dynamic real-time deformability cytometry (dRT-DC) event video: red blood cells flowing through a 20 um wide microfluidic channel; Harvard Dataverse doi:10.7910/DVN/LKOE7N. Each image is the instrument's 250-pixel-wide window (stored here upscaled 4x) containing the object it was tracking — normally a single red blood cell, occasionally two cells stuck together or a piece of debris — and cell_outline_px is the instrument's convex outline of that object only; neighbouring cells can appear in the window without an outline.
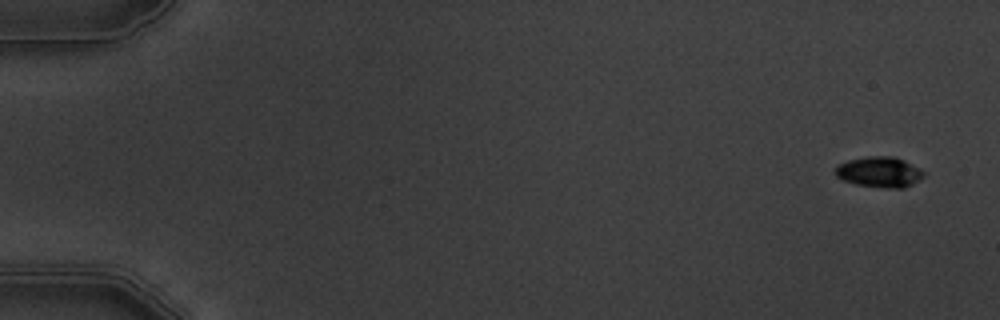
{"species": "common noctule bat (a hibernating species)", "species_latin": "Nyctalus noctula", "temperature_condition": "warm", "stored_images_in_passage": 10, "camera_frame_rate_fps": 3000, "um_per_image_px": 0.085, "animal": {"sex": "male", "body_mass_g": 19.5, "forearm_length_mm": 54.6}, "frame": {"image": 1, "passage_image": 1, "time_ms": 0.0, "image_size_px": [1000, 320], "cell_outline_px": [[924, 176], [912, 184], [904, 188], [888, 188], [856, 184], [844, 180], [836, 176], [836, 164], [848, 160], [868, 156], [892, 156], [904, 160], [924, 172]], "centroid_in_image_um": [74.73, 14.61], "position_along_channel_um": 10.3, "area_um2": 15.55}}
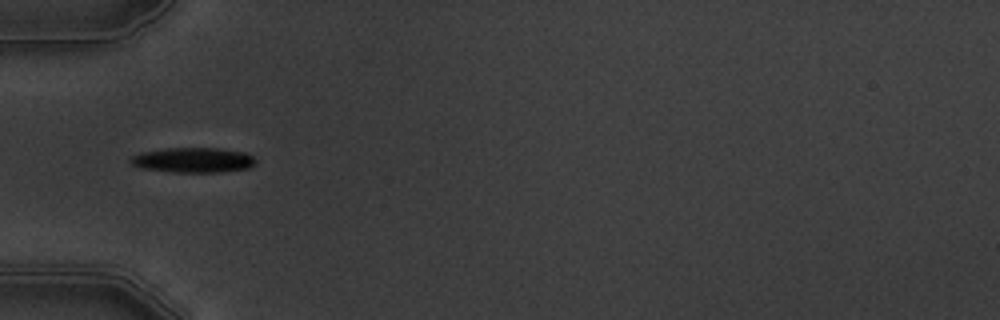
{"frame": {"image": 2, "passage_image": 5, "time_ms": 5.667, "image_size_px": [1000, 320], "cell_outline_px": [[256, 164], [248, 168], [220, 172], [172, 172], [140, 168], [132, 164], [128, 160], [132, 156], [140, 152], [164, 148], [216, 148], [244, 152], [252, 156], [256, 160]], "centroid_in_image_um": [16.39, 13.6], "position_along_channel_um": 68.6, "area_um2": 18.32}}